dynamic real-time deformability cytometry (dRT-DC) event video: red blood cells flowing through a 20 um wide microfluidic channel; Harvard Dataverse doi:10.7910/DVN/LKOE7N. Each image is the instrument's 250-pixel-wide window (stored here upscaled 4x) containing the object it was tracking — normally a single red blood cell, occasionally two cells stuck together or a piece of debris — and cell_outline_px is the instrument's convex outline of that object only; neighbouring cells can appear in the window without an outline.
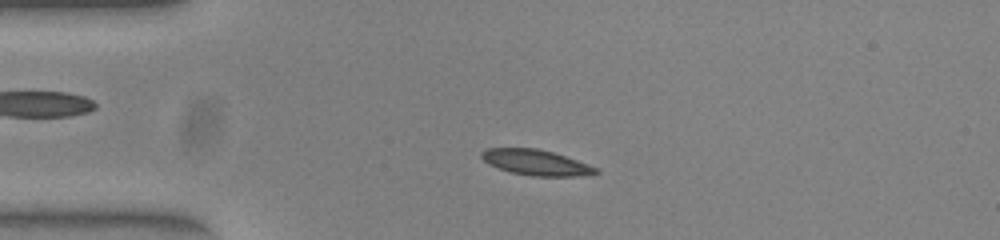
{"species": "common noctule bat (a hibernating species)", "species_latin": "Nyctalus noctula", "temperature_condition": "warm", "stored_images_in_passage": 49, "camera_frame_rate_fps": 3000, "um_per_image_px": 0.085, "animal": {"sex": "female", "body_mass_g": 23.0, "forearm_length_mm": 53.4}, "frame": {"image": 1, "passage_image": 9, "time_ms": 2.667, "image_size_px": [1000, 240], "cell_outline_px": [[600, 172], [580, 176], [532, 176], [512, 172], [488, 164], [480, 156], [480, 152], [488, 148], [536, 148], [552, 152], [588, 164], [596, 168]], "centroid_in_image_um": [45.53, 13.81], "position_along_channel_um": 39.5, "area_um2": 16.76}}
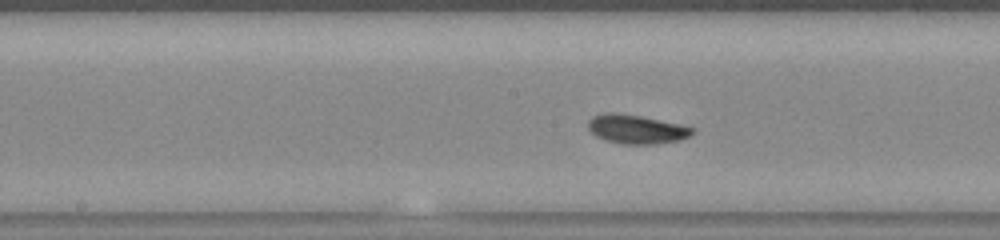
{"frame": {"image": 2, "passage_image": 23, "time_ms": 7.333, "image_size_px": [1000, 240], "cell_outline_px": [[696, 132], [680, 140], [656, 144], [624, 144], [604, 140], [596, 136], [588, 128], [588, 120], [592, 116], [604, 112], [616, 112], [640, 116], [680, 124], [696, 128]], "centroid_in_image_um": [54.09, 10.98], "position_along_channel_um": 194.1, "area_um2": 17.74}}
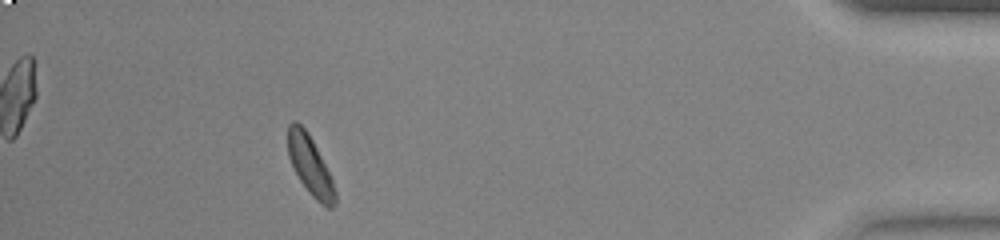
{"frame": {"image": 3, "passage_image": 44, "time_ms": 14.333, "image_size_px": [1000, 240], "cell_outline_px": [[336, 204], [332, 208], [328, 208], [320, 204], [308, 192], [300, 180], [288, 156], [288, 124], [292, 120], [296, 120], [308, 132], [332, 180], [336, 192]], "centroid_in_image_um": [26.35, 14.08], "position_along_channel_um": 408.8, "area_um2": 16.01}, "authors_computed_cell_mechanics": {"area_um2": 16.7042, "velocity_mm_per_s": 3.915, "shape_relaxation_time_tau1_ms": 2.5042, "shape_relaxation_time_tau2_ms": 5.4329, "deformation_change_tau1": 0.1032, "deformation_change_tau2": 0.1101}}